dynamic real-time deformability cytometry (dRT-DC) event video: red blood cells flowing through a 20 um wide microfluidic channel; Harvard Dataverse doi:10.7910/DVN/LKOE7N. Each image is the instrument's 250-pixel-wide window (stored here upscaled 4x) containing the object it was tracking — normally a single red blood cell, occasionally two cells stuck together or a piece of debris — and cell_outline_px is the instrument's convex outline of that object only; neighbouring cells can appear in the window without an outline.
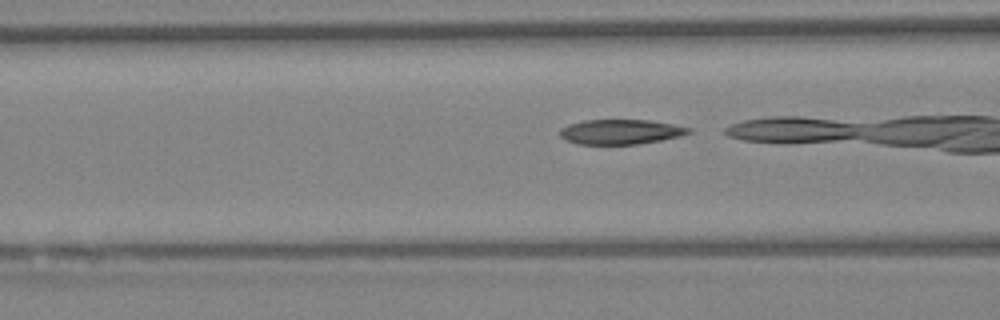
{"species": "Egyptian fruit bat (a non-hibernating species)", "species_latin": "Rousettus aegyptiacus", "temperature_condition": "warm", "stored_images_in_passage": 8, "camera_frame_rate_fps": 3000, "um_per_image_px": 0.085, "animal": {"sex": "female"}, "frame": {"image": 1, "passage_image": 5, "time_ms": 1.333, "image_size_px": [1000, 320], "cell_outline_px": [[692, 132], [680, 136], [640, 144], [580, 144], [568, 140], [560, 136], [560, 128], [568, 124], [584, 120], [648, 120], [672, 124], [692, 128]], "centroid_in_image_um": [52.76, 11.2], "position_along_channel_um": 113.8, "area_um2": 18.55}}